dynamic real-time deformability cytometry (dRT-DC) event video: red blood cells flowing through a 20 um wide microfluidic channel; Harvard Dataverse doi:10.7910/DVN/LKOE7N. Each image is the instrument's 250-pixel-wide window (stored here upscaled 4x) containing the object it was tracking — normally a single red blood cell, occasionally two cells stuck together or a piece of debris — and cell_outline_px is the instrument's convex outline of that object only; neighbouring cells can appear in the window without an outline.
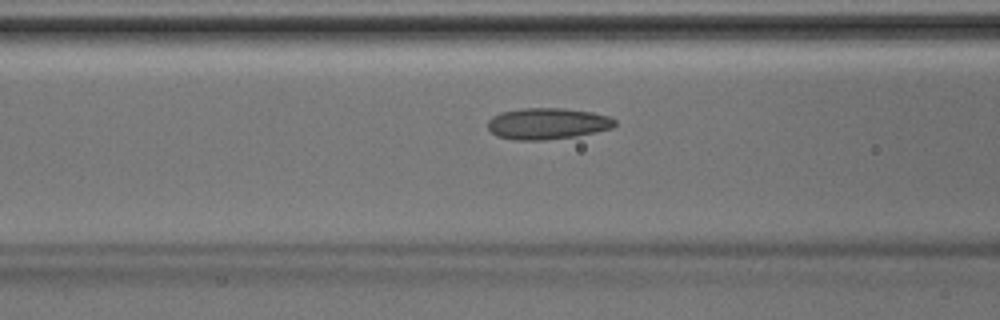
{"species": "Egyptian fruit bat (a non-hibernating species)", "species_latin": "Rousettus aegyptiacus", "temperature_condition": "room temperature", "stored_images_in_passage": 44, "camera_frame_rate_fps": 3000, "um_per_image_px": 0.085, "animal": {"sex": "male"}, "frame": {"image": 1, "passage_image": 18, "time_ms": 5.667, "image_size_px": [1000, 320], "cell_outline_px": [[616, 124], [612, 128], [576, 136], [544, 140], [512, 140], [496, 136], [488, 128], [488, 120], [492, 116], [500, 112], [524, 108], [564, 108], [592, 112], [608, 116], [616, 120]], "centroid_in_image_um": [46.51, 10.51], "position_along_channel_um": 120.1, "area_um2": 23.29}}
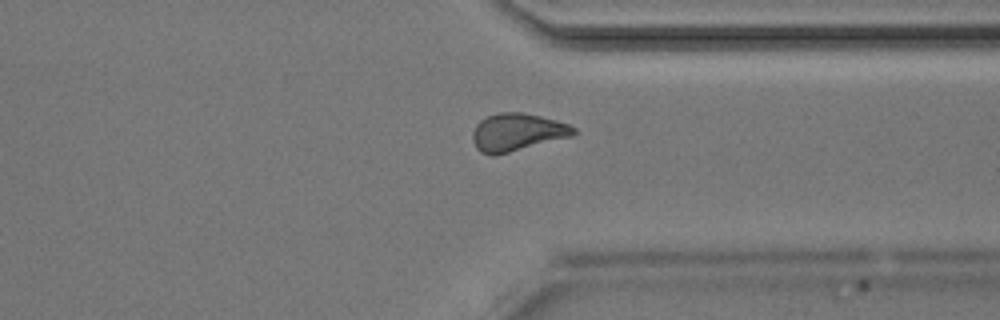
{"frame": {"image": 2, "passage_image": 34, "time_ms": 11.0, "image_size_px": [1000, 320], "cell_outline_px": [[576, 132], [572, 136], [492, 156], [480, 152], [476, 148], [472, 140], [472, 132], [476, 124], [480, 120], [488, 116], [500, 112], [520, 112], [540, 116], [556, 120], [568, 124], [576, 128]], "centroid_in_image_um": [43.93, 11.23], "position_along_channel_um": 367.5, "area_um2": 22.02}}
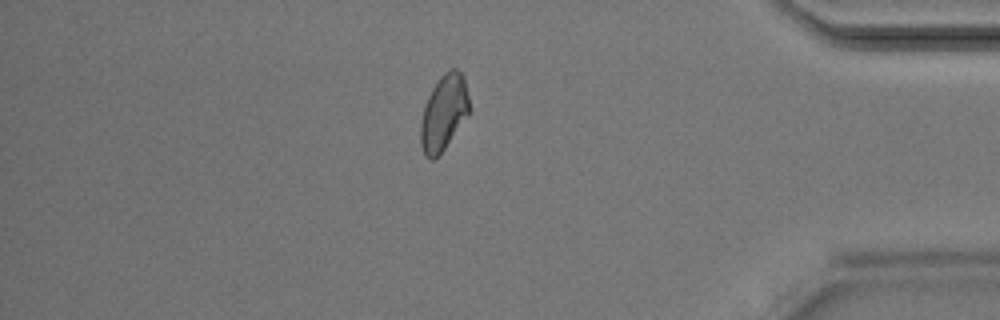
{"frame": {"image": 3, "passage_image": 38, "time_ms": 12.333, "image_size_px": [1000, 320], "cell_outline_px": [[468, 116], [444, 148], [432, 160], [428, 160], [424, 156], [420, 144], [420, 124], [424, 108], [428, 96], [432, 88], [440, 76], [444, 72], [452, 68], [456, 68], [464, 76], [468, 96]], "centroid_in_image_um": [37.7, 9.57], "position_along_channel_um": 397.5, "area_um2": 21.27}}